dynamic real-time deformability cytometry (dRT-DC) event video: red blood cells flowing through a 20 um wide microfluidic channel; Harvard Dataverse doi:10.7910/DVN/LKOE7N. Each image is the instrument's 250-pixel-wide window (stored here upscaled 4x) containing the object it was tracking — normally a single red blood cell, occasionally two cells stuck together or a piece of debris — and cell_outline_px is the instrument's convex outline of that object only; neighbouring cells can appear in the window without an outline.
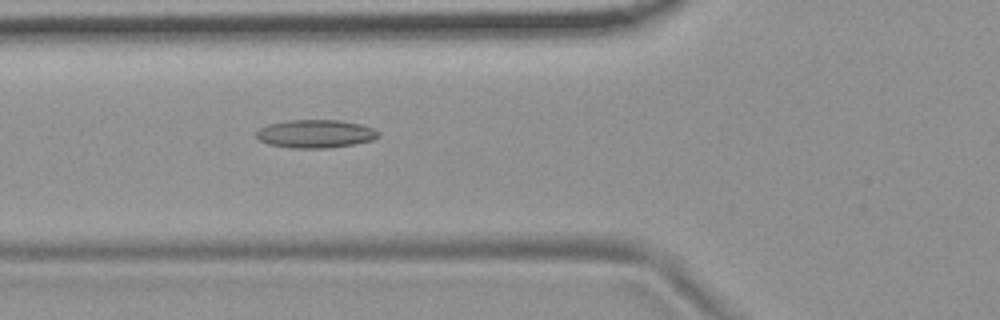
{"species": "common noctule bat (a hibernating species)", "species_latin": "Nyctalus noctula", "temperature_condition": "room temperature", "stored_images_in_passage": 52, "camera_frame_rate_fps": 3000, "um_per_image_px": 0.085, "animal": {"sex": "female", "body_mass_g": 19.9}, "frame": {"image": 1, "passage_image": 18, "time_ms": 5.667, "image_size_px": [1000, 320], "cell_outline_px": [[380, 136], [372, 140], [352, 144], [324, 148], [292, 148], [268, 144], [260, 140], [256, 136], [256, 132], [260, 128], [268, 124], [284, 120], [340, 120], [360, 124], [372, 128], [380, 132]], "centroid_in_image_um": [26.8, 11.36], "position_along_channel_um": 99.0, "area_um2": 20.0}}
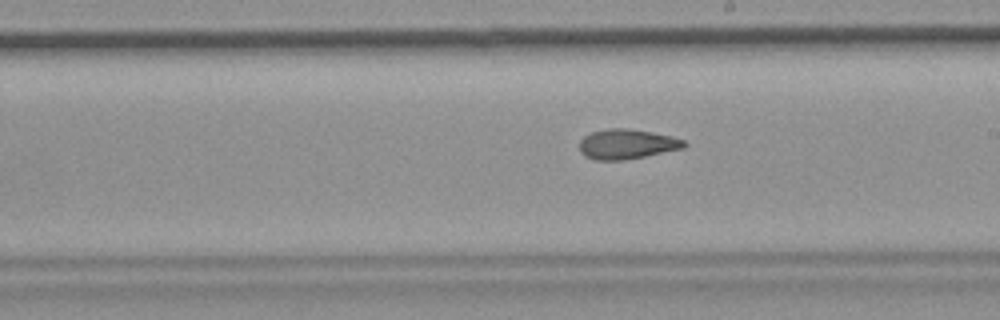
{"frame": {"image": 2, "passage_image": 29, "time_ms": 9.333, "image_size_px": [1000, 320], "cell_outline_px": [[688, 144], [684, 148], [624, 160], [596, 160], [584, 156], [580, 152], [580, 140], [584, 136], [592, 132], [608, 128], [628, 128], [652, 132], [672, 136], [684, 140]], "centroid_in_image_um": [53.28, 12.24], "position_along_channel_um": 235.7, "area_um2": 18.26}}
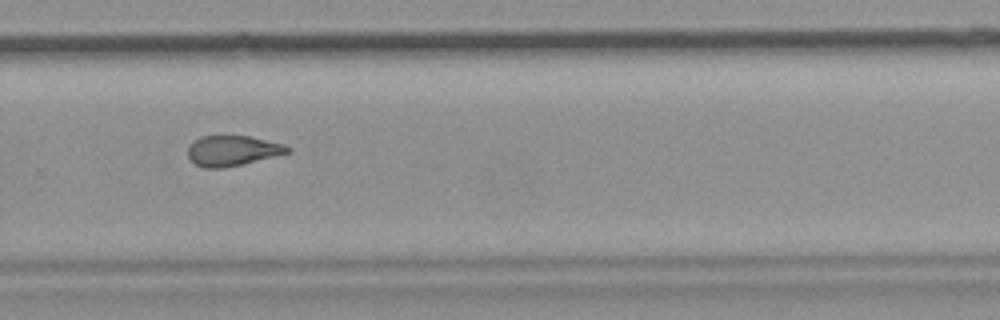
{"frame": {"image": 3, "passage_image": 35, "time_ms": 11.333, "image_size_px": [1000, 320], "cell_outline_px": [[292, 152], [276, 156], [224, 168], [204, 168], [196, 164], [188, 156], [188, 148], [200, 136], [248, 136], [284, 144], [292, 148]], "centroid_in_image_um": [19.8, 12.81], "position_along_channel_um": 310.0, "area_um2": 17.46}, "authors_computed_cell_mechanics": {"area_um2": 18.785, "velocity_mm_per_s": 3.7318, "shape_relaxation_time_tau1_ms": null, "shape_relaxation_time_tau2_ms": 3.1846, "deformation_change_tau1": null, "deformation_change_tau2": 0.1116}}